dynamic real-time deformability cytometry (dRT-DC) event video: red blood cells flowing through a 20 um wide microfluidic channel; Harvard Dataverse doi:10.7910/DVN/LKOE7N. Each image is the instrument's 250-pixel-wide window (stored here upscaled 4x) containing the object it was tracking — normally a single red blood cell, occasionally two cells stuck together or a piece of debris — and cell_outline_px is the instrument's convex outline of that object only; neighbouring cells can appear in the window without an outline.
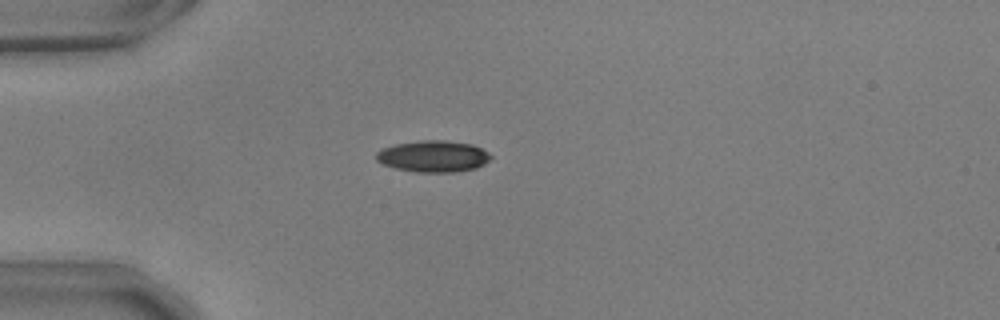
{"species": "common noctule bat (a hibernating species)", "species_latin": "Nyctalus noctula", "temperature_condition": "warm", "stored_images_in_passage": 41, "camera_frame_rate_fps": 3000, "um_per_image_px": 0.085, "animal": {"sex": "male", "body_mass_g": 17.9, "forearm_length_mm": 54.2}, "frame": {"image": 1, "passage_image": 1, "time_ms": 0.0, "image_size_px": [1000, 320], "cell_outline_px": [[492, 156], [484, 164], [476, 168], [452, 172], [416, 172], [396, 168], [384, 164], [376, 160], [376, 152], [380, 148], [396, 144], [420, 140], [444, 140], [472, 144], [488, 152]], "centroid_in_image_um": [36.81, 13.28], "position_along_channel_um": 48.2, "area_um2": 20.98}}
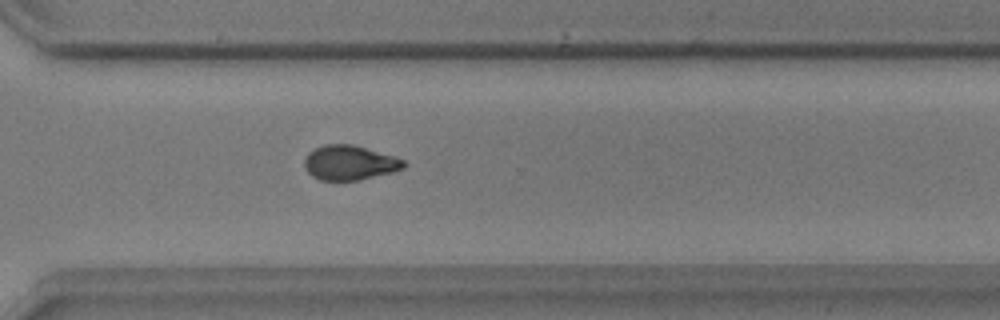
{"frame": {"image": 2, "passage_image": 26, "time_ms": 8.333, "image_size_px": [1000, 320], "cell_outline_px": [[408, 164], [404, 168], [392, 172], [360, 180], [320, 180], [312, 176], [304, 168], [304, 160], [308, 152], [324, 144], [352, 144], [396, 156], [404, 160]], "centroid_in_image_um": [29.73, 13.83], "position_along_channel_um": 340.9, "area_um2": 20.23}}
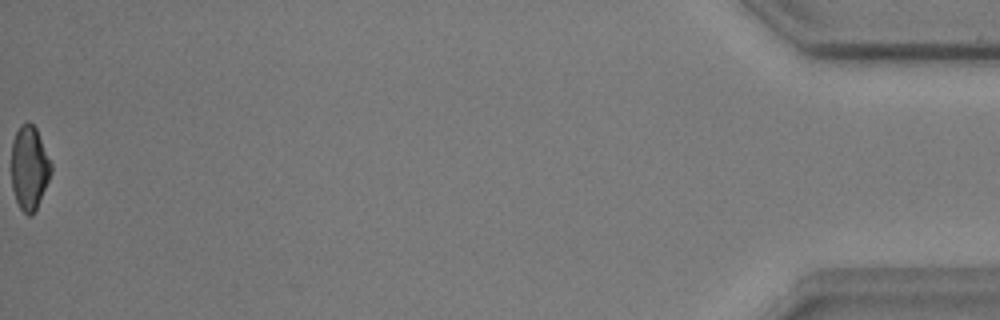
{"frame": {"image": 3, "passage_image": 41, "time_ms": 13.333, "image_size_px": [1000, 320], "cell_outline_px": [[52, 172], [36, 208], [32, 216], [28, 216], [20, 208], [16, 200], [12, 188], [12, 140], [20, 124], [28, 120], [36, 128], [52, 164]], "centroid_in_image_um": [2.49, 14.24], "position_along_channel_um": 432.7, "area_um2": 19.36}, "authors_computed_cell_mechanics": {"area_um2": 20.6924, "velocity_mm_per_s": 3.7122, "shape_relaxation_time_tau1_ms": 5.3918, "shape_relaxation_time_tau2_ms": 2.611, "deformation_change_tau1": 0.1633, "deformation_change_tau2": 0.0731}}